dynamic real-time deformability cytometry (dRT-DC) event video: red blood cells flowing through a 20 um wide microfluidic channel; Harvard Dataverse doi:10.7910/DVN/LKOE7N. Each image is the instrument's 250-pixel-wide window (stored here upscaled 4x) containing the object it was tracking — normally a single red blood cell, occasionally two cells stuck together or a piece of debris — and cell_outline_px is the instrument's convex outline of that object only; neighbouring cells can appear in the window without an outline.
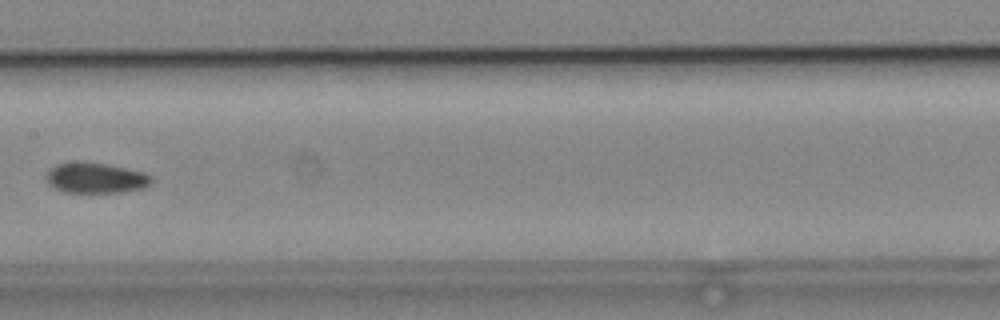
{"species": "common noctule bat (a hibernating species)", "species_latin": "Nyctalus noctula", "temperature_condition": "cold", "stored_images_in_passage": 9, "camera_frame_rate_fps": 3000, "um_per_image_px": 0.085, "animal": {"sex": "male", "body_mass_g": 19.2, "forearm_length_mm": 51.8}, "frame": {"image": 1, "passage_image": 8, "time_ms": 2.333, "image_size_px": [1000, 320], "cell_outline_px": [[152, 184], [144, 188], [124, 192], [64, 192], [48, 184], [48, 172], [56, 164], [76, 160], [84, 160], [144, 172], [152, 176]], "centroid_in_image_um": [8.16, 15.11], "position_along_channel_um": 199.2, "area_um2": 18.79}}
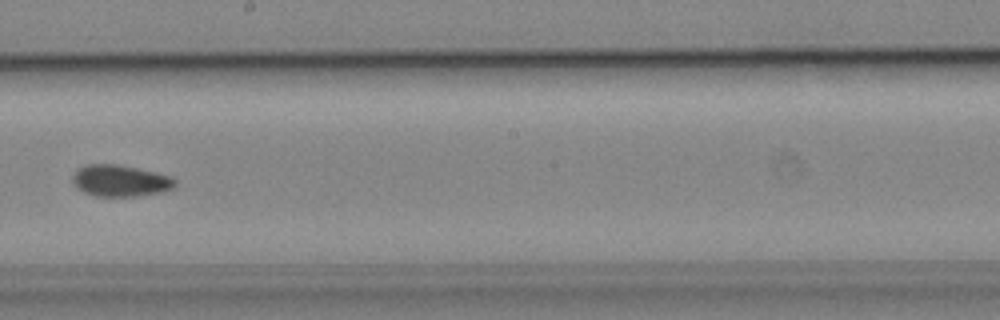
{"frame": {"image": 2, "passage_image": 9, "time_ms": 2.667, "image_size_px": [1000, 320], "cell_outline_px": [[176, 184], [172, 188], [160, 192], [136, 196], [96, 196], [84, 192], [76, 188], [72, 184], [72, 176], [80, 168], [88, 164], [116, 164], [156, 172], [172, 176], [176, 180]], "centroid_in_image_um": [10.22, 15.36], "position_along_channel_um": 238.0, "area_um2": 18.79}}